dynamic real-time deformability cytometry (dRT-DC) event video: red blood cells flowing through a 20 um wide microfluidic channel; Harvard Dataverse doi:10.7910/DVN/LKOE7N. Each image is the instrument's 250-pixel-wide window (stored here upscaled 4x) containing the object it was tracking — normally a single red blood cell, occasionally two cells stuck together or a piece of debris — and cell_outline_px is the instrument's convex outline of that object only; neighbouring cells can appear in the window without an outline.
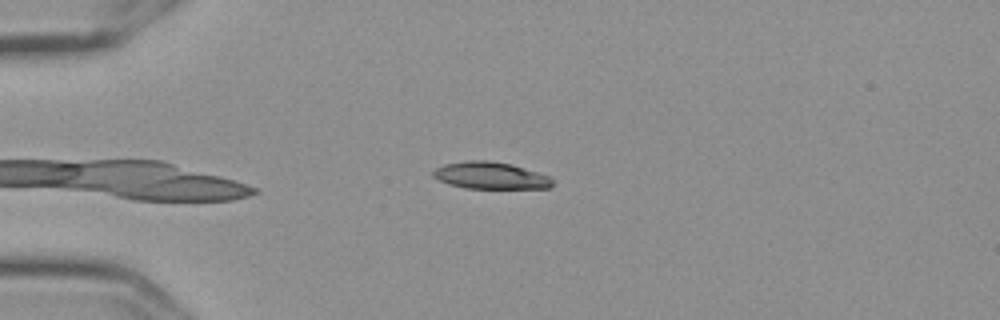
{"species": "Egyptian fruit bat (a non-hibernating species)", "species_latin": "Rousettus aegyptiacus", "temperature_condition": "cold", "stored_images_in_passage": 41, "camera_frame_rate_fps": 3000, "um_per_image_px": 0.085, "frame": {"image": 1, "passage_image": 3, "time_ms": 0.667, "image_size_px": [1000, 320], "cell_outline_px": [[552, 188], [464, 188], [448, 184], [432, 176], [432, 172], [436, 168], [444, 164], [468, 160], [488, 160], [512, 164], [552, 176]], "centroid_in_image_um": [41.71, 14.91], "position_along_channel_um": 43.3, "area_um2": 18.9}}
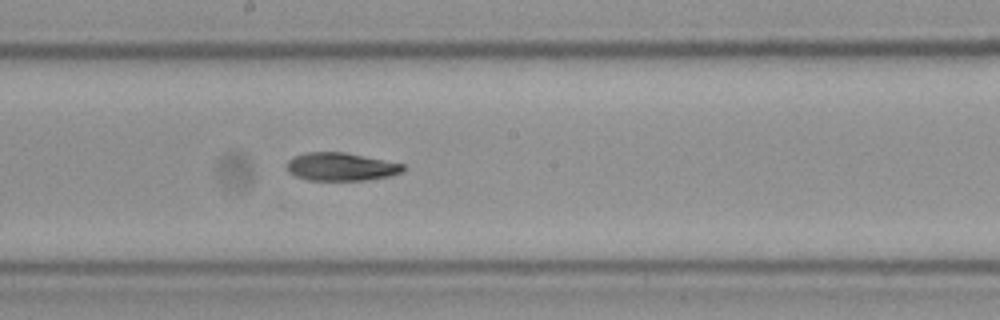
{"frame": {"image": 2, "passage_image": 20, "time_ms": 6.333, "image_size_px": [1000, 320], "cell_outline_px": [[404, 168], [400, 172], [388, 176], [364, 180], [308, 180], [296, 176], [288, 172], [288, 160], [292, 156], [304, 152], [344, 152], [404, 164]], "centroid_in_image_um": [28.93, 14.16], "position_along_channel_um": 219.3, "area_um2": 18.84}}
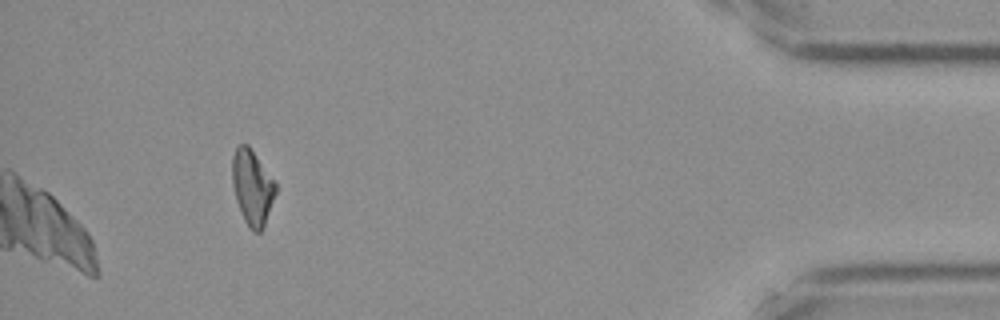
{"frame": {"image": 3, "passage_image": 41, "time_ms": 13.333, "image_size_px": [1000, 320], "cell_outline_px": [[276, 192], [264, 224], [260, 232], [252, 232], [244, 220], [236, 200], [232, 184], [232, 156], [236, 148], [240, 144], [248, 144], [276, 180]], "centroid_in_image_um": [21.44, 15.88], "position_along_channel_um": 413.8, "area_um2": 19.07}, "authors_computed_cell_mechanics": {"area_um2": 19.5364, "velocity_mm_per_s": 3.5934, "shape_relaxation_time_tau1_ms": 5.6331, "shape_relaxation_time_tau2_ms": null, "deformation_change_tau1": 0.1624, "deformation_change_tau2": null}}